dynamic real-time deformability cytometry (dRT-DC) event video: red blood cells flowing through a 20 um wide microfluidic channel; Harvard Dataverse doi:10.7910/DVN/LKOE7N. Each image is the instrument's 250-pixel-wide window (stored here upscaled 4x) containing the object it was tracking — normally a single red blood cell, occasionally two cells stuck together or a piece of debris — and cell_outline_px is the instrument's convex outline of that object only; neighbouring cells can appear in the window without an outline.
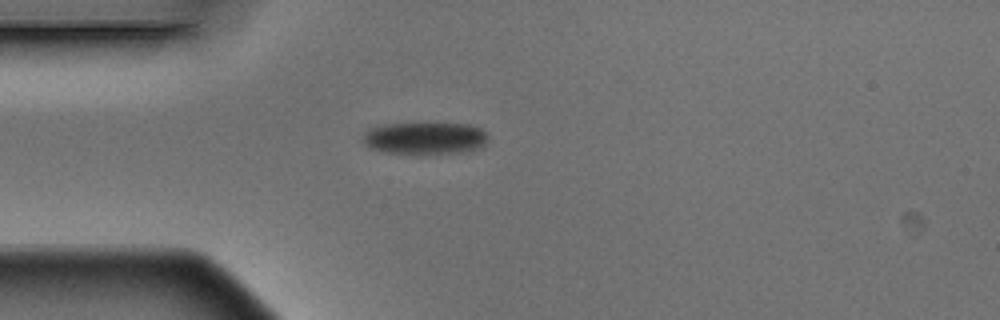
{"species": "Egyptian fruit bat (a non-hibernating species)", "species_latin": "Rousettus aegyptiacus", "temperature_condition": "warm", "stored_images_in_passage": 3, "camera_frame_rate_fps": 3000, "um_per_image_px": 0.085, "animal": {"sex": "male"}, "frame": {"image": 1, "passage_image": 3, "time_ms": 0.667, "image_size_px": [1000, 320], "cell_outline_px": [[488, 140], [484, 148], [468, 152], [416, 156], [384, 152], [368, 148], [364, 144], [364, 132], [368, 128], [384, 124], [436, 120], [468, 124], [480, 128], [488, 132]], "centroid_in_image_um": [36.18, 11.73], "position_along_channel_um": 48.8, "area_um2": 25.72}}